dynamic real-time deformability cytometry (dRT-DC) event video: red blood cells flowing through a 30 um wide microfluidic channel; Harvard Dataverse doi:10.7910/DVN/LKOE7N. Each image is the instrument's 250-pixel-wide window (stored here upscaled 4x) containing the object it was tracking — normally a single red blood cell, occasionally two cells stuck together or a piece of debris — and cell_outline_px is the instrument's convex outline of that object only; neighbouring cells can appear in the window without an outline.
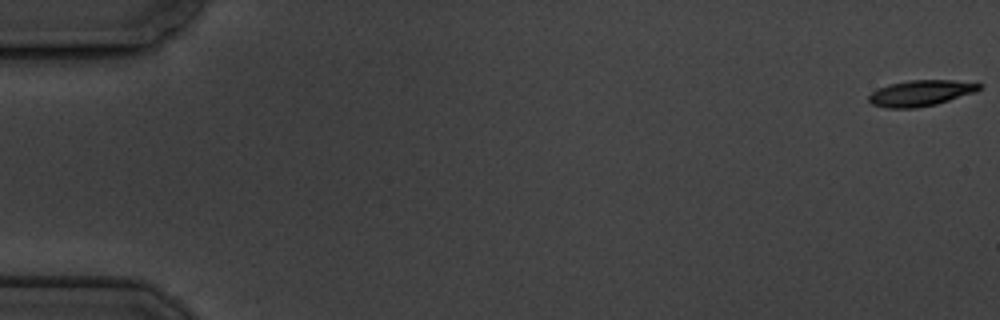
{"species": "common noctule bat (a hibernating species)", "species_latin": "Nyctalus noctula", "temperature_condition": "cold", "stored_images_in_passage": 6, "camera_frame_rate_fps": 3000, "um_per_image_px": 0.085, "animal": {"sex": "male", "body_mass_g": 19.5, "forearm_length_mm": 54.6}, "frame": {"image": 1, "passage_image": 1, "time_ms": 0.0, "image_size_px": [1000, 320], "cell_outline_px": [[984, 84], [976, 92], [936, 104], [916, 108], [888, 108], [872, 104], [868, 100], [868, 96], [876, 88], [888, 84], [908, 80], [952, 80]], "centroid_in_image_um": [78.24, 7.91], "position_along_channel_um": 6.8, "area_um2": 16.76}}
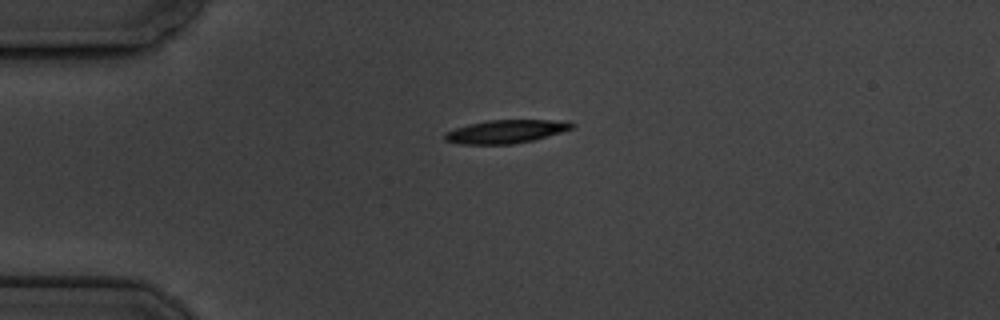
{"frame": {"image": 2, "passage_image": 5, "time_ms": 4.667, "image_size_px": [1000, 320], "cell_outline_px": [[576, 124], [572, 128], [560, 132], [532, 140], [512, 144], [460, 144], [444, 140], [444, 136], [448, 132], [456, 128], [488, 120], [568, 120]], "centroid_in_image_um": [43.04, 11.17], "position_along_channel_um": 42.0, "area_um2": 16.99}}